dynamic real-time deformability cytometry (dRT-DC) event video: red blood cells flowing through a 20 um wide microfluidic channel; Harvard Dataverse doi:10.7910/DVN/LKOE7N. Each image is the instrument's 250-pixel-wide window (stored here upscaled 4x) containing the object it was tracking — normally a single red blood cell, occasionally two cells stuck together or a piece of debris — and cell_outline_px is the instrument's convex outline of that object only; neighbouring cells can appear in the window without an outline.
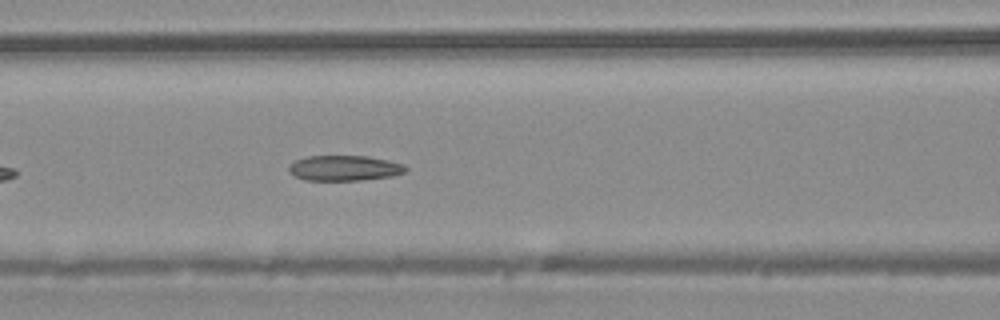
{"species": "common noctule bat (a hibernating species)", "species_latin": "Nyctalus noctula", "temperature_condition": "warm", "stored_images_in_passage": 8, "camera_frame_rate_fps": 3000, "um_per_image_px": 0.085, "animal": {"sex": "male", "body_mass_g": 20.4}, "frame": {"image": 1, "passage_image": 5, "time_ms": 1.333, "image_size_px": [1000, 320], "cell_outline_px": [[408, 168], [404, 172], [392, 176], [360, 180], [304, 180], [292, 176], [288, 172], [288, 168], [296, 160], [308, 156], [368, 156], [388, 160], [404, 164]], "centroid_in_image_um": [29.26, 14.29], "position_along_channel_um": 137.3, "area_um2": 17.28}}